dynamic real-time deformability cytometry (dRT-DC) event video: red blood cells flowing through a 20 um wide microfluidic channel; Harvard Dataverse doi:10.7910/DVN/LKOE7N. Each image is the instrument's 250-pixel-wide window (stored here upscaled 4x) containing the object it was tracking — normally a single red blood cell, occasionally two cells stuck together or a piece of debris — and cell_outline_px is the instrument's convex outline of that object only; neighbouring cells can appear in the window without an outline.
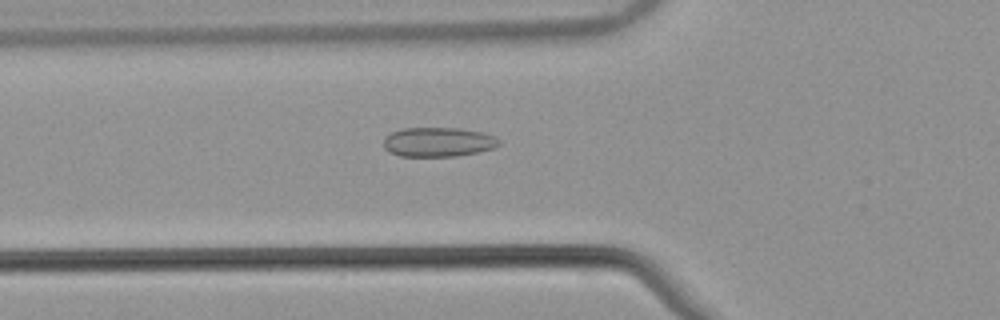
{"species": "common noctule bat (a hibernating species)", "species_latin": "Nyctalus noctula", "temperature_condition": "warm", "stored_images_in_passage": 47, "camera_frame_rate_fps": 3000, "um_per_image_px": 0.085, "animal": {"sex": "male", "body_mass_g": 21.5, "forearm_length_mm": 52.0}, "frame": {"image": 1, "passage_image": 14, "time_ms": 4.333, "image_size_px": [1000, 320], "cell_outline_px": [[500, 144], [496, 148], [456, 156], [400, 156], [388, 152], [384, 148], [384, 136], [392, 132], [404, 128], [460, 128], [480, 132], [496, 136], [500, 140]], "centroid_in_image_um": [37.25, 12.07], "position_along_channel_um": 88.6, "area_um2": 19.88}}
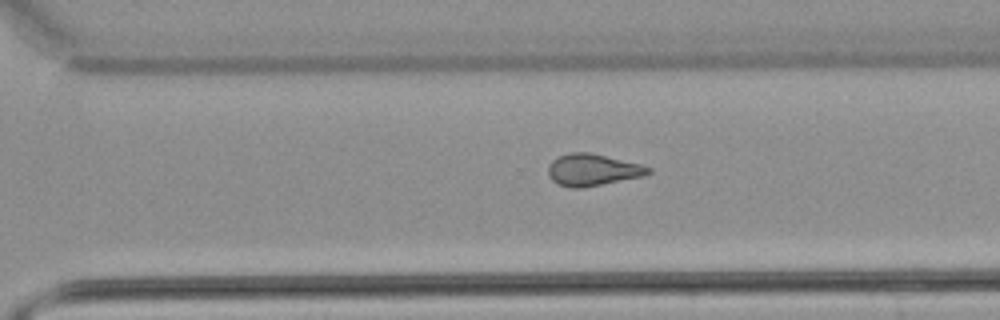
{"frame": {"image": 2, "passage_image": 32, "time_ms": 10.333, "image_size_px": [1000, 320], "cell_outline_px": [[652, 172], [644, 176], [584, 188], [572, 188], [556, 184], [548, 176], [548, 164], [552, 160], [568, 152], [588, 152], [640, 164], [652, 168]], "centroid_in_image_um": [50.35, 14.45], "position_along_channel_um": 320.2, "area_um2": 18.73}}
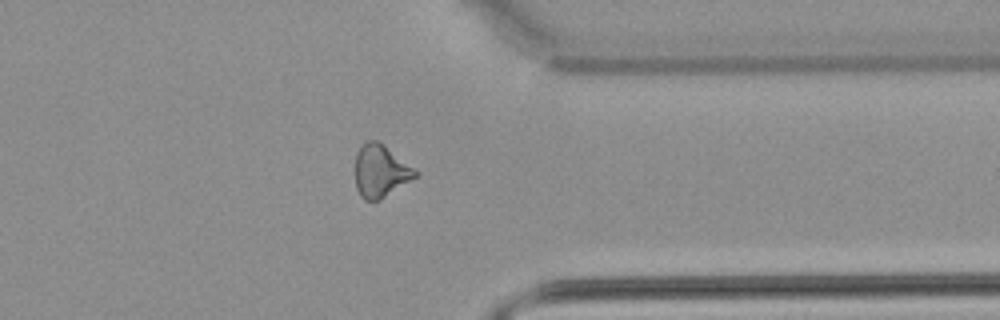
{"frame": {"image": 3, "passage_image": 37, "time_ms": 12.0, "image_size_px": [1000, 320], "cell_outline_px": [[420, 172], [416, 176], [380, 200], [364, 200], [360, 196], [356, 188], [356, 152], [368, 140], [376, 140], [384, 144]], "centroid_in_image_um": [32.35, 14.53], "position_along_channel_um": 379.1, "area_um2": 18.26}}